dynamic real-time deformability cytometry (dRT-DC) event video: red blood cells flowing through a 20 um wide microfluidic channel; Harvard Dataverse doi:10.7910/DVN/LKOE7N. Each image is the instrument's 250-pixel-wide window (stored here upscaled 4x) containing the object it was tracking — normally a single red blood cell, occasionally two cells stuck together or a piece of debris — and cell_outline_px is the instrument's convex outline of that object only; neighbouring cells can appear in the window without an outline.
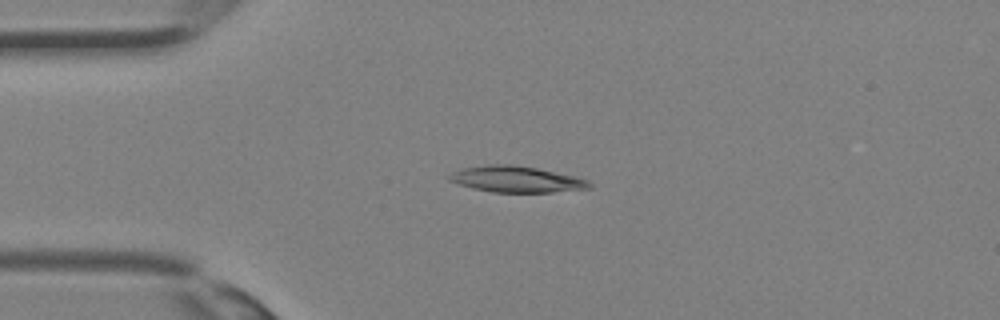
{"species": "Egyptian fruit bat (a non-hibernating species)", "species_latin": "Rousettus aegyptiacus", "temperature_condition": "room temperature", "stored_images_in_passage": 25, "camera_frame_rate_fps": 3000, "um_per_image_px": 0.085, "animal": {"sex": "female"}, "frame": {"image": 1, "passage_image": 3, "time_ms": 0.667, "image_size_px": [1000, 320], "cell_outline_px": [[592, 188], [552, 192], [492, 192], [472, 188], [448, 180], [444, 176], [452, 172], [464, 168], [488, 164], [512, 164], [536, 168], [572, 176], [588, 180], [592, 184]], "centroid_in_image_um": [43.85, 15.24], "position_along_channel_um": 41.2, "area_um2": 21.27}}
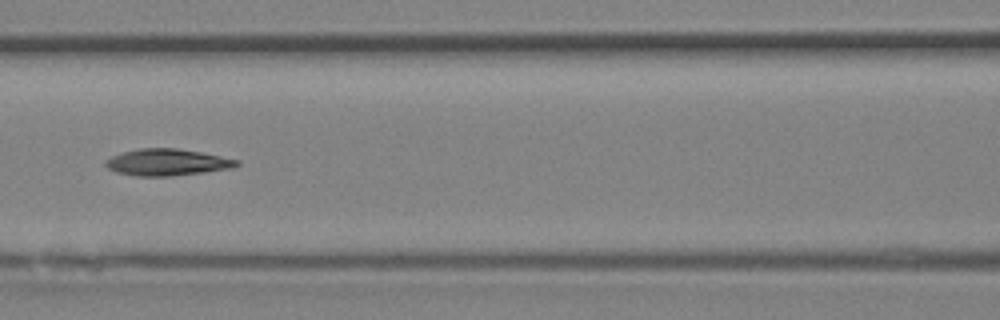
{"frame": {"image": 2, "passage_image": 10, "time_ms": 3.0, "image_size_px": [1000, 320], "cell_outline_px": [[240, 164], [232, 168], [204, 172], [172, 176], [136, 176], [116, 172], [108, 168], [104, 164], [104, 160], [120, 152], [140, 148], [176, 148], [200, 152], [240, 160]], "centroid_in_image_um": [14.18, 13.79], "position_along_channel_um": 152.4, "area_um2": 20.46}}
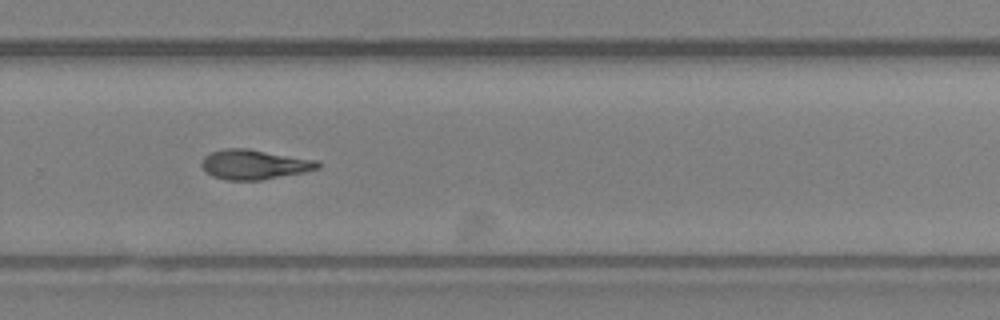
{"frame": {"image": 3, "passage_image": 18, "time_ms": 5.667, "image_size_px": [1000, 320], "cell_outline_px": [[320, 168], [304, 172], [260, 180], [224, 180], [212, 176], [204, 172], [200, 164], [200, 160], [204, 156], [212, 152], [224, 148], [248, 148], [320, 160]], "centroid_in_image_um": [21.6, 13.97], "position_along_channel_um": 308.2, "area_um2": 20.52}}